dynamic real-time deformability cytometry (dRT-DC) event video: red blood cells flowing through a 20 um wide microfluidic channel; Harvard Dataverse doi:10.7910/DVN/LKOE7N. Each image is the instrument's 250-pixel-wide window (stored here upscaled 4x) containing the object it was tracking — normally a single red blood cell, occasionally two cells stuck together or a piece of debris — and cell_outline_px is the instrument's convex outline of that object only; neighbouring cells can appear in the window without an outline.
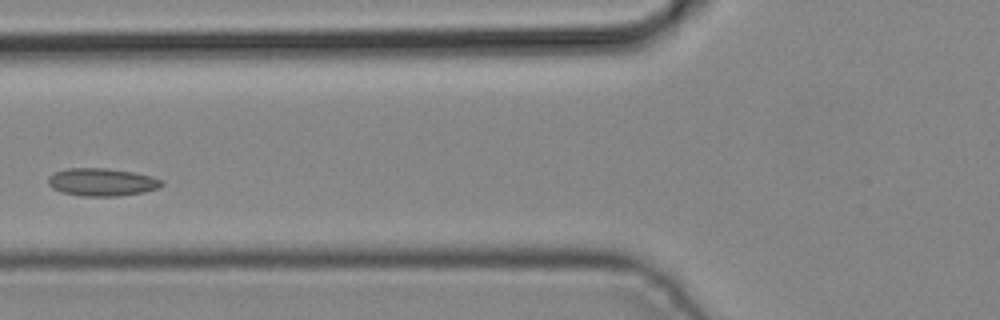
{"species": "common noctule bat (a hibernating species)", "species_latin": "Nyctalus noctula", "temperature_condition": "cold", "stored_images_in_passage": 4, "camera_frame_rate_fps": 3000, "um_per_image_px": 0.085, "animal": {"sex": "male", "body_mass_g": 19.2, "forearm_length_mm": 51.8}, "frame": {"image": 1, "passage_image": 4, "time_ms": 1.0, "image_size_px": [1000, 320], "cell_outline_px": [[164, 184], [160, 188], [144, 192], [116, 196], [84, 196], [60, 192], [52, 188], [48, 184], [48, 176], [64, 168], [104, 168], [132, 172], [152, 176], [164, 180]], "centroid_in_image_um": [8.67, 15.48], "position_along_channel_um": 117.1, "area_um2": 18.5}}